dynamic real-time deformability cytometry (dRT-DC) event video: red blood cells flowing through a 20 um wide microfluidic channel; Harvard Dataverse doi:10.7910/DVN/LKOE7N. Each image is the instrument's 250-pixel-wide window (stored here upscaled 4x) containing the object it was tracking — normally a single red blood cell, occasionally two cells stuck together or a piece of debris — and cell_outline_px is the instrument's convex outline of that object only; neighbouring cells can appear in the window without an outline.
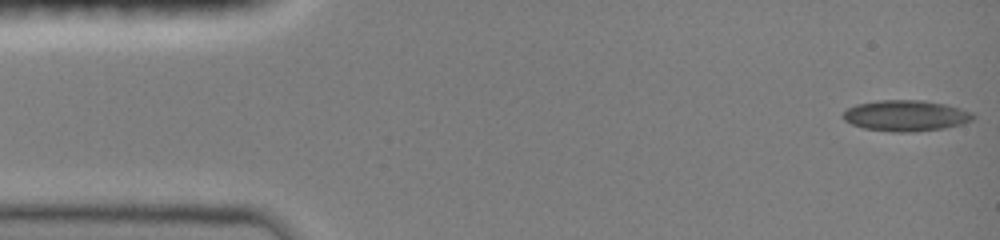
{"species": "common noctule bat (a hibernating species)", "species_latin": "Nyctalus noctula", "temperature_condition": "room temperature", "stored_images_in_passage": 45, "camera_frame_rate_fps": 3000, "um_per_image_px": 0.085, "animal": {"sex": "female", "body_mass_g": 19.0, "forearm_length_mm": 51.5}, "frame": {"image": 1, "passage_image": 1, "time_ms": 0.0, "image_size_px": [1000, 240], "cell_outline_px": [[976, 116], [972, 120], [960, 124], [944, 128], [912, 132], [892, 132], [864, 128], [852, 124], [844, 120], [840, 116], [848, 108], [856, 104], [876, 100], [924, 100], [944, 104], [972, 112]], "centroid_in_image_um": [76.96, 9.83], "position_along_channel_um": 8.0, "area_um2": 23.47}}
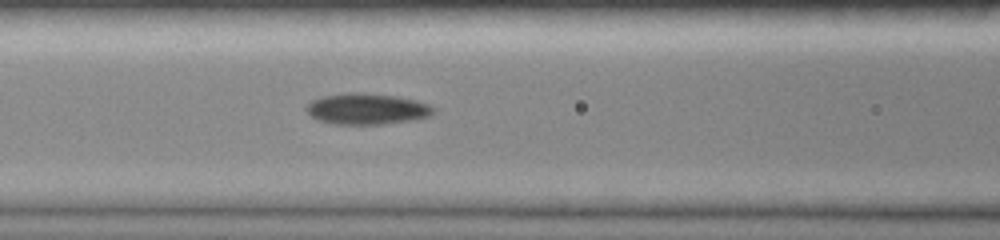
{"frame": {"image": 2, "passage_image": 21, "time_ms": 6.0, "image_size_px": [1000, 240], "cell_outline_px": [[436, 108], [428, 116], [416, 120], [384, 124], [332, 124], [316, 120], [304, 108], [312, 100], [324, 96], [352, 92], [364, 92], [396, 96], [416, 100], [428, 104]], "centroid_in_image_um": [31.18, 9.26], "position_along_channel_um": 135.4, "area_um2": 23.12}}
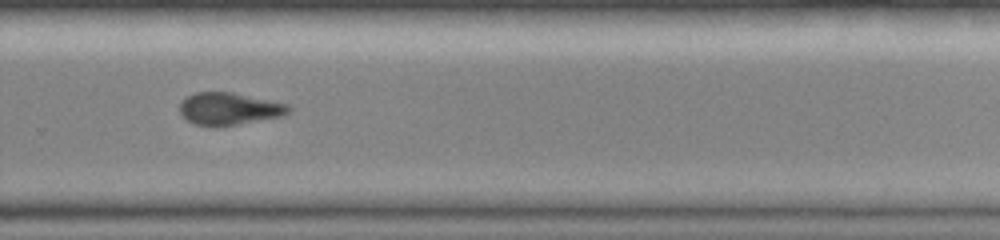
{"frame": {"image": 3, "passage_image": 36, "time_ms": 10.333, "image_size_px": [1000, 240], "cell_outline_px": [[292, 108], [288, 112], [280, 116], [236, 124], [196, 124], [188, 120], [180, 112], [180, 100], [196, 92], [232, 92], [288, 104]], "centroid_in_image_um": [19.47, 9.2], "position_along_channel_um": 310.3, "area_um2": 19.77}}